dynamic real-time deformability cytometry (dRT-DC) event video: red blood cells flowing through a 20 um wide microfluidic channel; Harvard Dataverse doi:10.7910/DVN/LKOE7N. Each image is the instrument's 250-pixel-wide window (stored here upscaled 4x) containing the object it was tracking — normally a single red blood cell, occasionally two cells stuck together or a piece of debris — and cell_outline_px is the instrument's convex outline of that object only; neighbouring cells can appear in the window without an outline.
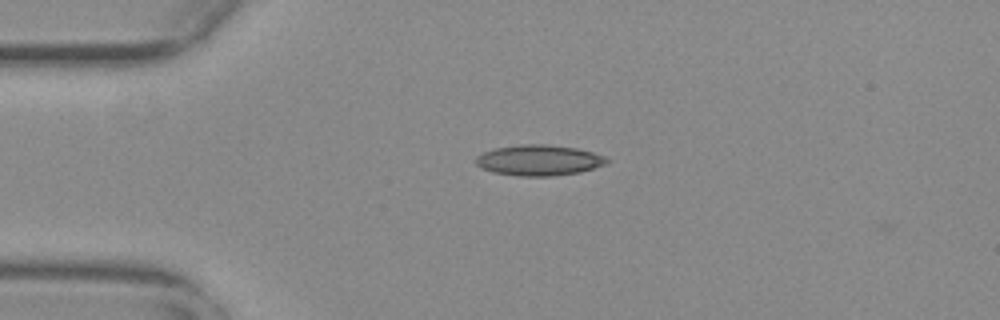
{"species": "common noctule bat (a hibernating species)", "species_latin": "Nyctalus noctula", "temperature_condition": "warm", "stored_images_in_passage": 43, "camera_frame_rate_fps": 3000, "um_per_image_px": 0.085, "animal": {"sex": "female", "body_mass_g": 29.2, "forearm_length_mm": 56.3}, "frame": {"image": 1, "passage_image": 2, "time_ms": 0.333, "image_size_px": [1000, 320], "cell_outline_px": [[608, 164], [580, 172], [552, 176], [516, 176], [492, 172], [480, 168], [476, 164], [476, 156], [484, 152], [496, 148], [524, 144], [544, 144], [576, 148], [592, 152], [604, 156], [608, 160]], "centroid_in_image_um": [45.8, 13.63], "position_along_channel_um": 39.2, "area_um2": 23.41}}
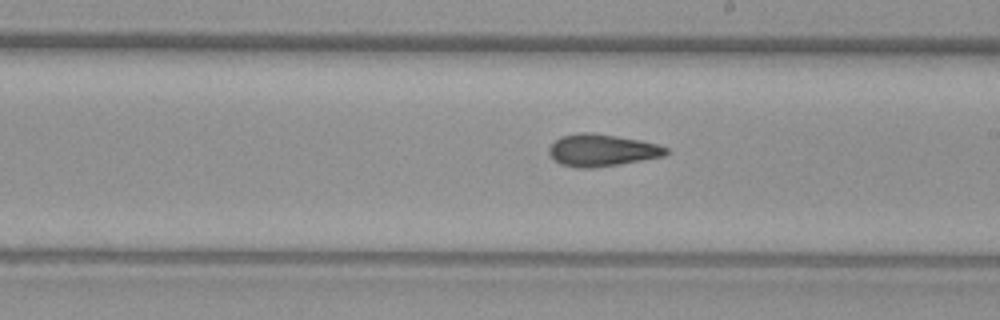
{"frame": {"image": 2, "passage_image": 20, "time_ms": 6.333, "image_size_px": [1000, 320], "cell_outline_px": [[668, 152], [664, 156], [620, 164], [592, 168], [576, 168], [560, 164], [552, 160], [548, 152], [548, 148], [560, 136], [580, 132], [588, 132], [616, 136], [640, 140], [656, 144], [668, 148]], "centroid_in_image_um": [51.11, 12.78], "position_along_channel_um": 237.9, "area_um2": 21.96}}
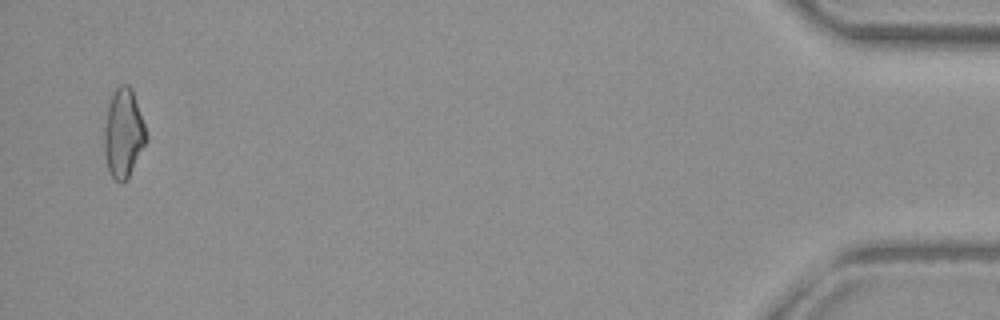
{"frame": {"image": 3, "passage_image": 42, "time_ms": 13.667, "image_size_px": [1000, 320], "cell_outline_px": [[148, 140], [128, 176], [120, 184], [112, 176], [108, 168], [104, 152], [104, 128], [108, 104], [112, 92], [120, 84], [128, 84], [132, 88], [148, 136]], "centroid_in_image_um": [10.49, 11.28], "position_along_channel_um": 424.7, "area_um2": 21.68}, "authors_computed_cell_mechanics": {"area_um2": 21.5016, "velocity_mm_per_s": 3.7993, "shape_relaxation_time_tau1_ms": null, "shape_relaxation_time_tau2_ms": 3.7563, "deformation_change_tau1": null, "deformation_change_tau2": 0.1303}}